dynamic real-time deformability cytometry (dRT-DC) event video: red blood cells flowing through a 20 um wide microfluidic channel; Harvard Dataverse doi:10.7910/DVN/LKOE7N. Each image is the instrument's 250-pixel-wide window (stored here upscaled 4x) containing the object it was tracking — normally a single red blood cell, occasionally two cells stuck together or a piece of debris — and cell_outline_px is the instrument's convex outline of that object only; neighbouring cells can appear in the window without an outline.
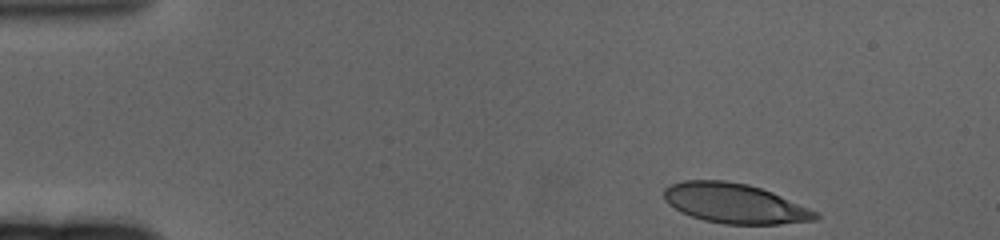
{"species": "human", "species_latin": "Homo sapiens", "temperature_condition": "cold", "stored_images_in_passage": 56, "camera_frame_rate_fps": 3000, "um_per_image_px": 0.085, "donor": {"sex": "female"}, "frame": {"image": 1, "passage_image": 1, "time_ms": 0.0, "image_size_px": [1000, 240], "cell_outline_px": [[820, 216], [816, 220], [780, 224], [724, 224], [704, 220], [680, 212], [668, 204], [664, 200], [664, 188], [672, 184], [684, 180], [724, 180], [748, 184], [772, 192], [808, 208], [816, 212]], "centroid_in_image_um": [62.42, 17.29], "position_along_channel_um": 22.6, "area_um2": 35.03}}
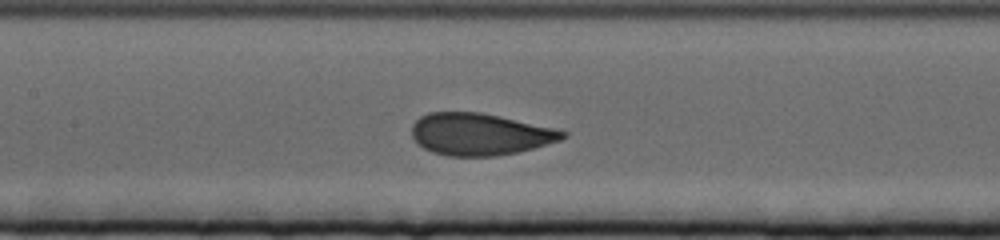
{"frame": {"image": 2, "passage_image": 23, "time_ms": 7.333, "image_size_px": [1000, 240], "cell_outline_px": [[568, 136], [560, 140], [532, 148], [516, 152], [496, 156], [448, 156], [432, 152], [424, 148], [412, 136], [412, 124], [420, 116], [428, 112], [480, 112], [500, 116], [552, 128], [568, 132]], "centroid_in_image_um": [40.76, 11.4], "position_along_channel_um": 166.6, "area_um2": 36.65}}
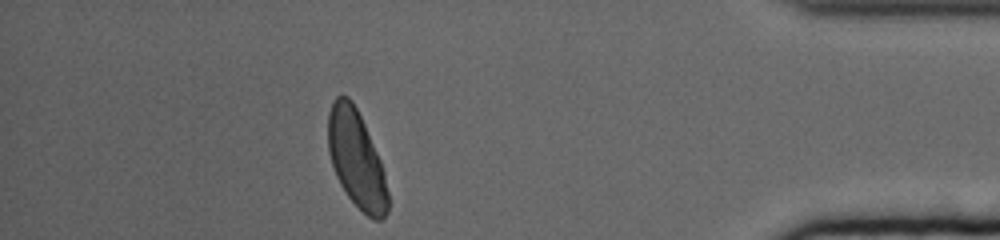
{"frame": {"image": 3, "passage_image": 49, "time_ms": 16.0, "image_size_px": [1000, 240], "cell_outline_px": [[388, 212], [384, 220], [372, 220], [348, 196], [340, 184], [336, 176], [328, 152], [328, 112], [336, 96], [348, 96], [352, 100], [364, 124], [380, 160], [384, 172], [388, 192]], "centroid_in_image_um": [30.29, 13.55], "position_along_channel_um": 404.9, "area_um2": 33.7}, "authors_computed_cell_mechanics": {"area_um2": 36.6163, "velocity_mm_per_s": 3.2174, "shape_relaxation_time_tau1_ms": 3.9153, "shape_relaxation_time_tau2_ms": null, "deformation_change_tau1": 0.1667, "deformation_change_tau2": null}}